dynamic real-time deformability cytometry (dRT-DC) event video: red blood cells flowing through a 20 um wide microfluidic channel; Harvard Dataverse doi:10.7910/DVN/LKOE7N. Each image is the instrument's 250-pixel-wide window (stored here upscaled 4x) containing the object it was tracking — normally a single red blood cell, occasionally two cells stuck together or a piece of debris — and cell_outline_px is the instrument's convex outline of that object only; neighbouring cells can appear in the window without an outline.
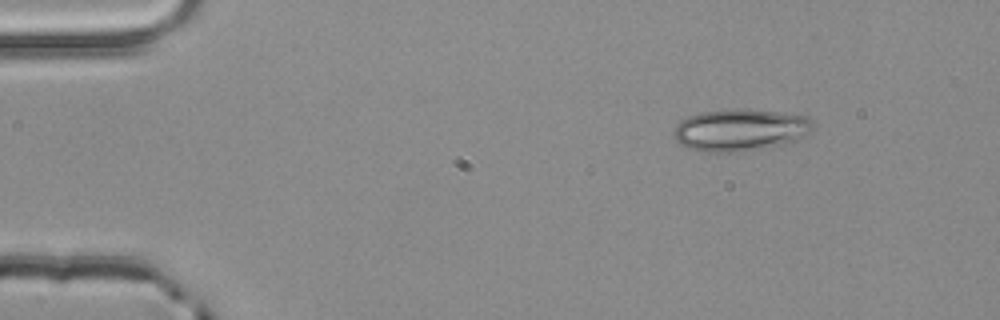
{"species": "common noctule bat (a hibernating species)", "species_latin": "Nyctalus noctula", "temperature_condition": "room temperature", "stored_images_in_passage": 3, "camera_frame_rate_fps": 3000, "um_per_image_px": 0.085, "animal": {"sex": "male", "body_mass_g": 20.4}, "frame": {"image": 1, "passage_image": 1, "time_ms": 0.0, "image_size_px": [1000, 320], "cell_outline_px": [[812, 128], [808, 132], [792, 144], [764, 148], [728, 152], [708, 152], [688, 148], [680, 144], [676, 140], [676, 124], [680, 120], [688, 116], [700, 112], [732, 108], [748, 108], [808, 116], [812, 120]], "centroid_in_image_um": [62.94, 11.03], "position_along_channel_um": 22.1, "area_um2": 34.33}}